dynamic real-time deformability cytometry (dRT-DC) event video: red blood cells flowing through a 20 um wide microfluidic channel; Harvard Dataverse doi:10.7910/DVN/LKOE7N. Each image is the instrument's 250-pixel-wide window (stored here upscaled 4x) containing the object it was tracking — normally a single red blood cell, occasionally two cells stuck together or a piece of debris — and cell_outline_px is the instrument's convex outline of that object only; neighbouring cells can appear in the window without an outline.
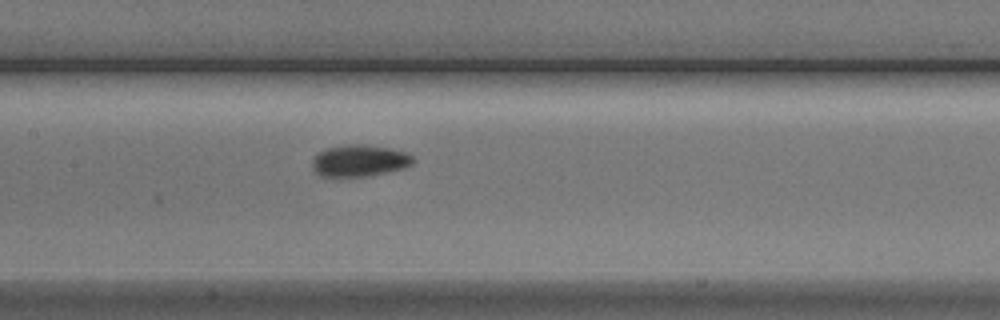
{"species": "Egyptian fruit bat (a non-hibernating species)", "species_latin": "Rousettus aegyptiacus", "temperature_condition": "cold", "stored_images_in_passage": 5, "camera_frame_rate_fps": 3000, "um_per_image_px": 0.085, "animal": {"sex": "male"}, "frame": {"image": 1, "passage_image": 5, "time_ms": 5.0, "image_size_px": [1000, 320], "cell_outline_px": [[412, 164], [404, 168], [368, 176], [320, 176], [312, 168], [312, 160], [324, 148], [344, 144], [364, 144], [388, 148], [404, 152], [412, 156]], "centroid_in_image_um": [30.51, 13.65], "position_along_channel_um": 176.9, "area_um2": 18.5}}